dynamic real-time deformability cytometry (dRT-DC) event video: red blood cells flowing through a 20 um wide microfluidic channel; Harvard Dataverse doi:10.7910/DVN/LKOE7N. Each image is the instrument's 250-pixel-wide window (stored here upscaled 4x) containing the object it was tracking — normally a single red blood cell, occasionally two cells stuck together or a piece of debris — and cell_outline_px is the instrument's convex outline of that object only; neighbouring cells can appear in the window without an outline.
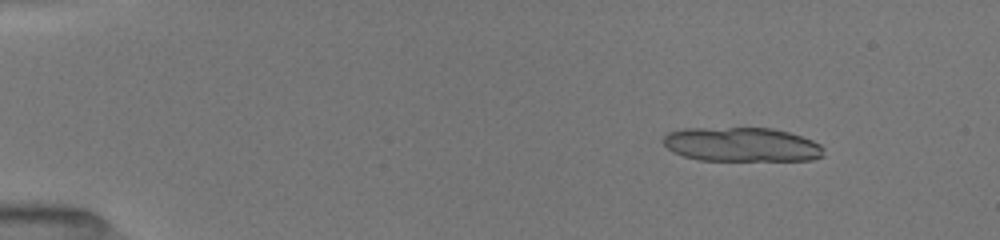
{"species": "common noctule bat (a hibernating species)", "species_latin": "Nyctalus noctula", "temperature_condition": "room temperature", "stored_images_in_passage": 33, "segment_of_instrument_passage": [1, 2], "camera_frame_rate_fps": 3000, "um_per_image_px": 0.085, "animal": {"sex": "female", "body_mass_g": 19.5, "forearm_length_mm": 54.1}, "frame": {"image": 1, "passage_image": 4, "time_ms": 2.0, "image_size_px": [1000, 240], "cell_outline_px": [[824, 156], [812, 160], [700, 160], [684, 156], [672, 152], [664, 144], [664, 136], [668, 132], [684, 128], [772, 128], [788, 132], [812, 140], [820, 144], [824, 148]], "centroid_in_image_um": [63.05, 12.28], "position_along_channel_um": 21.9, "area_um2": 32.02}}